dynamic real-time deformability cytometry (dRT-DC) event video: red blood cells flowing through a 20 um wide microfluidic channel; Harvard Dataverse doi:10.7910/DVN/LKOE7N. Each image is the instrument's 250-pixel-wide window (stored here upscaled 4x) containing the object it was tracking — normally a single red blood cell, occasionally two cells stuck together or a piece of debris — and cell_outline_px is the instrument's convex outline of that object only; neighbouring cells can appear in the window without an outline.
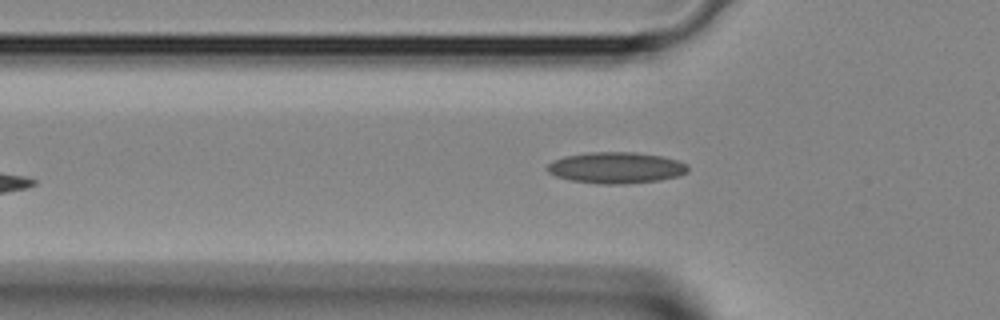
{"species": "Egyptian fruit bat (a non-hibernating species)", "species_latin": "Rousettus aegyptiacus", "temperature_condition": "room temperature", "stored_images_in_passage": 4, "camera_frame_rate_fps": 3000, "um_per_image_px": 0.085, "animal": {"sex": "female"}, "frame": {"image": 1, "passage_image": 4, "time_ms": 1.0, "image_size_px": [1000, 320], "cell_outline_px": [[688, 172], [680, 176], [660, 180], [624, 184], [596, 184], [572, 180], [556, 176], [548, 172], [548, 164], [552, 160], [564, 156], [588, 152], [636, 152], [660, 156], [676, 160], [688, 164]], "centroid_in_image_um": [52.38, 14.26], "position_along_channel_um": 73.4, "area_um2": 25.72}}